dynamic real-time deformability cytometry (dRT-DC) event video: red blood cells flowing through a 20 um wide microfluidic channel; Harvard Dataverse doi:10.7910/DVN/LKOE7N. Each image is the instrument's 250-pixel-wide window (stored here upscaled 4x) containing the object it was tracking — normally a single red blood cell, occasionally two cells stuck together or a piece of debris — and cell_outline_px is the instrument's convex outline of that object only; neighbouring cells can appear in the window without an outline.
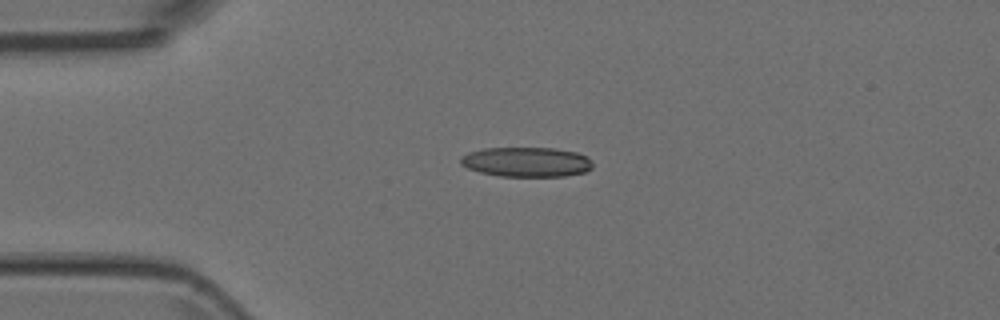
{"species": "Egyptian fruit bat (a non-hibernating species)", "species_latin": "Rousettus aegyptiacus", "temperature_condition": "room temperature", "stored_images_in_passage": 4, "camera_frame_rate_fps": 3000, "um_per_image_px": 0.085, "animal": {"sex": "female"}, "frame": {"image": 1, "passage_image": 4, "time_ms": 1.0, "image_size_px": [1000, 320], "cell_outline_px": [[592, 168], [584, 172], [564, 176], [500, 176], [480, 172], [468, 168], [460, 164], [460, 156], [468, 152], [484, 148], [556, 148], [576, 152], [588, 156], [592, 160]], "centroid_in_image_um": [44.75, 13.76], "position_along_channel_um": 40.2, "area_um2": 23.0}}